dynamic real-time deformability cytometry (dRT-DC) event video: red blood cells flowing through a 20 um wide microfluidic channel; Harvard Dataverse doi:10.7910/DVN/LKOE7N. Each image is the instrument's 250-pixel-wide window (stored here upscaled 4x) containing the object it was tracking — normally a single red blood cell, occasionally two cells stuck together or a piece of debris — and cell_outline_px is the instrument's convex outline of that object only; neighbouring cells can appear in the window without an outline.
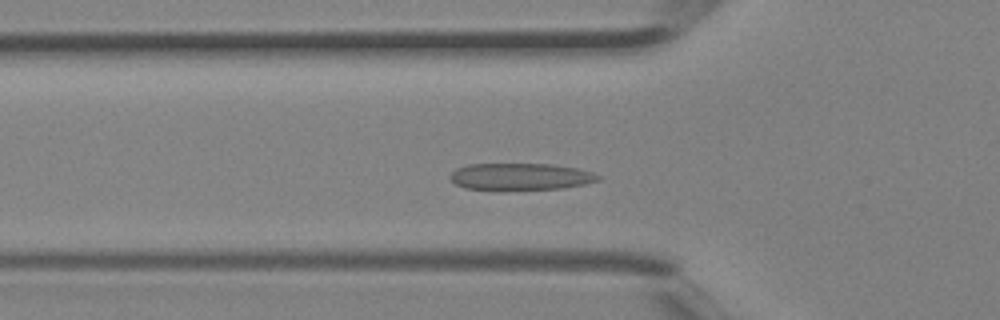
{"species": "Egyptian fruit bat (a non-hibernating species)", "species_latin": "Rousettus aegyptiacus", "temperature_condition": "room temperature", "stored_images_in_passage": 37, "camera_frame_rate_fps": 3000, "um_per_image_px": 0.085, "animal": {"sex": "female"}, "frame": {"image": 1, "passage_image": 11, "time_ms": 3.333, "image_size_px": [1000, 320], "cell_outline_px": [[604, 176], [600, 180], [584, 184], [560, 188], [464, 188], [456, 184], [452, 180], [452, 172], [456, 168], [468, 164], [552, 164], [576, 168], [592, 172]], "centroid_in_image_um": [44.31, 14.98], "position_along_channel_um": 81.5, "area_um2": 22.48}}
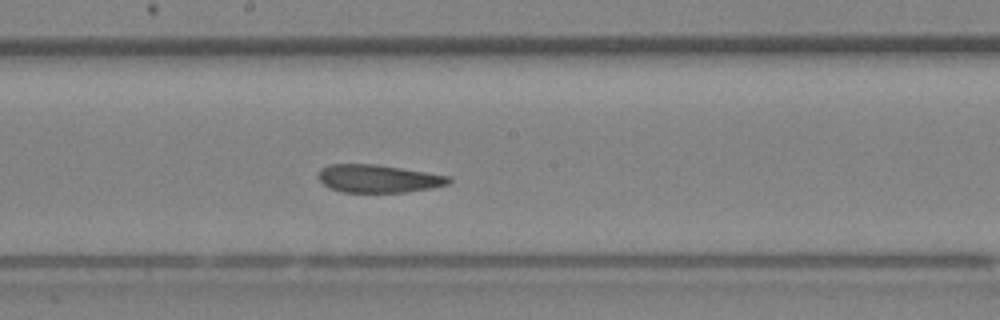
{"frame": {"image": 2, "passage_image": 19, "time_ms": 6.0, "image_size_px": [1000, 320], "cell_outline_px": [[452, 180], [448, 184], [432, 188], [404, 192], [344, 192], [328, 188], [316, 176], [316, 172], [320, 168], [328, 164], [376, 164], [452, 176]], "centroid_in_image_um": [32.13, 15.17], "position_along_channel_um": 216.1, "area_um2": 21.44}}
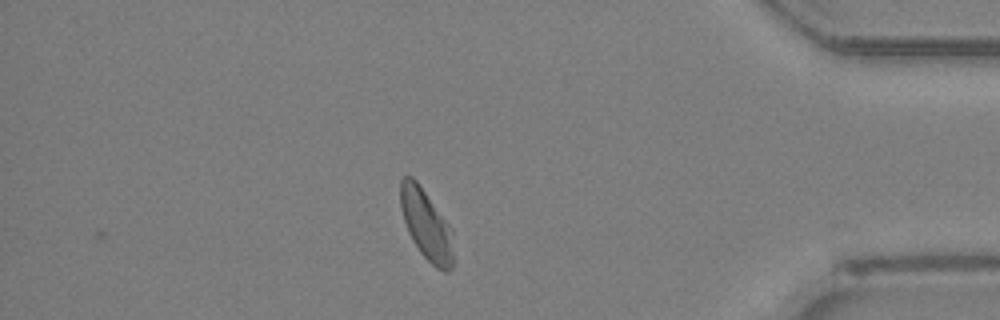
{"frame": {"image": 3, "passage_image": 32, "time_ms": 10.333, "image_size_px": [1000, 320], "cell_outline_px": [[452, 268], [448, 272], [444, 272], [436, 268], [420, 252], [412, 240], [408, 232], [400, 208], [400, 180], [404, 176], [412, 176], [416, 180], [452, 228]], "centroid_in_image_um": [36.22, 19.1], "position_along_channel_um": 399.0, "area_um2": 21.56}}